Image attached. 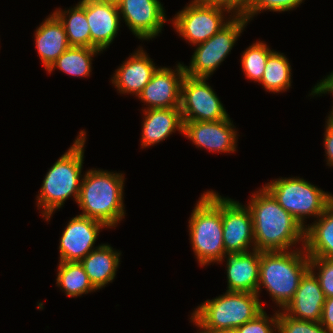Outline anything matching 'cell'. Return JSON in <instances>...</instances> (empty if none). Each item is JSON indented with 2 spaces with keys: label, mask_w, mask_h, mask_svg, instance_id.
Here are the masks:
<instances>
[{
  "label": "cell",
  "mask_w": 333,
  "mask_h": 333,
  "mask_svg": "<svg viewBox=\"0 0 333 333\" xmlns=\"http://www.w3.org/2000/svg\"><path fill=\"white\" fill-rule=\"evenodd\" d=\"M249 200L246 205L252 215L255 250L289 251L299 242L304 247L305 228L264 186L253 192Z\"/></svg>",
  "instance_id": "6da1fadb"
},
{
  "label": "cell",
  "mask_w": 333,
  "mask_h": 333,
  "mask_svg": "<svg viewBox=\"0 0 333 333\" xmlns=\"http://www.w3.org/2000/svg\"><path fill=\"white\" fill-rule=\"evenodd\" d=\"M86 131L81 130L73 144L47 171L40 193L37 195V207L41 216L50 221L54 211L73 196L78 201L84 161Z\"/></svg>",
  "instance_id": "7a4b0ae2"
},
{
  "label": "cell",
  "mask_w": 333,
  "mask_h": 333,
  "mask_svg": "<svg viewBox=\"0 0 333 333\" xmlns=\"http://www.w3.org/2000/svg\"><path fill=\"white\" fill-rule=\"evenodd\" d=\"M77 201L82 213L115 228L125 217L123 173L101 169H90L83 174Z\"/></svg>",
  "instance_id": "3957f363"
},
{
  "label": "cell",
  "mask_w": 333,
  "mask_h": 333,
  "mask_svg": "<svg viewBox=\"0 0 333 333\" xmlns=\"http://www.w3.org/2000/svg\"><path fill=\"white\" fill-rule=\"evenodd\" d=\"M309 270V256L304 247L289 251H260L257 295L262 286L272 301L283 310L293 299L301 278Z\"/></svg>",
  "instance_id": "277c9868"
},
{
  "label": "cell",
  "mask_w": 333,
  "mask_h": 333,
  "mask_svg": "<svg viewBox=\"0 0 333 333\" xmlns=\"http://www.w3.org/2000/svg\"><path fill=\"white\" fill-rule=\"evenodd\" d=\"M188 223L189 240L200 266L222 263L226 254L222 234V196L213 190L204 192Z\"/></svg>",
  "instance_id": "5b68a950"
},
{
  "label": "cell",
  "mask_w": 333,
  "mask_h": 333,
  "mask_svg": "<svg viewBox=\"0 0 333 333\" xmlns=\"http://www.w3.org/2000/svg\"><path fill=\"white\" fill-rule=\"evenodd\" d=\"M263 309L257 294L226 290L225 294L197 306L190 321L199 331H234Z\"/></svg>",
  "instance_id": "8992f818"
},
{
  "label": "cell",
  "mask_w": 333,
  "mask_h": 333,
  "mask_svg": "<svg viewBox=\"0 0 333 333\" xmlns=\"http://www.w3.org/2000/svg\"><path fill=\"white\" fill-rule=\"evenodd\" d=\"M264 187L304 228L307 217L318 218L333 202L331 193L299 177H281L266 183Z\"/></svg>",
  "instance_id": "52a82bcc"
},
{
  "label": "cell",
  "mask_w": 333,
  "mask_h": 333,
  "mask_svg": "<svg viewBox=\"0 0 333 333\" xmlns=\"http://www.w3.org/2000/svg\"><path fill=\"white\" fill-rule=\"evenodd\" d=\"M245 16H233L214 36L196 45L185 73L191 77L210 78L233 49L248 24Z\"/></svg>",
  "instance_id": "ba28073f"
},
{
  "label": "cell",
  "mask_w": 333,
  "mask_h": 333,
  "mask_svg": "<svg viewBox=\"0 0 333 333\" xmlns=\"http://www.w3.org/2000/svg\"><path fill=\"white\" fill-rule=\"evenodd\" d=\"M232 17L227 9L192 0L175 14L171 23L183 40L196 46L214 36Z\"/></svg>",
  "instance_id": "9c48e42d"
},
{
  "label": "cell",
  "mask_w": 333,
  "mask_h": 333,
  "mask_svg": "<svg viewBox=\"0 0 333 333\" xmlns=\"http://www.w3.org/2000/svg\"><path fill=\"white\" fill-rule=\"evenodd\" d=\"M209 78L185 75L181 84L180 111L183 121H219L229 117Z\"/></svg>",
  "instance_id": "30bf717a"
},
{
  "label": "cell",
  "mask_w": 333,
  "mask_h": 333,
  "mask_svg": "<svg viewBox=\"0 0 333 333\" xmlns=\"http://www.w3.org/2000/svg\"><path fill=\"white\" fill-rule=\"evenodd\" d=\"M222 225L226 254L255 250L253 220L247 205H242L239 201L228 197H222Z\"/></svg>",
  "instance_id": "8fae6325"
},
{
  "label": "cell",
  "mask_w": 333,
  "mask_h": 333,
  "mask_svg": "<svg viewBox=\"0 0 333 333\" xmlns=\"http://www.w3.org/2000/svg\"><path fill=\"white\" fill-rule=\"evenodd\" d=\"M121 20L141 40H152L160 34L167 21L166 11L159 0H118Z\"/></svg>",
  "instance_id": "7c38bea8"
},
{
  "label": "cell",
  "mask_w": 333,
  "mask_h": 333,
  "mask_svg": "<svg viewBox=\"0 0 333 333\" xmlns=\"http://www.w3.org/2000/svg\"><path fill=\"white\" fill-rule=\"evenodd\" d=\"M108 228L104 223L76 215L67 223L59 242V262H80L94 247L98 234Z\"/></svg>",
  "instance_id": "4fadbf2b"
},
{
  "label": "cell",
  "mask_w": 333,
  "mask_h": 333,
  "mask_svg": "<svg viewBox=\"0 0 333 333\" xmlns=\"http://www.w3.org/2000/svg\"><path fill=\"white\" fill-rule=\"evenodd\" d=\"M176 65L175 69L158 67L154 72L138 95L147 106L144 109L180 108L181 84L186 73L183 63Z\"/></svg>",
  "instance_id": "5bb4252c"
},
{
  "label": "cell",
  "mask_w": 333,
  "mask_h": 333,
  "mask_svg": "<svg viewBox=\"0 0 333 333\" xmlns=\"http://www.w3.org/2000/svg\"><path fill=\"white\" fill-rule=\"evenodd\" d=\"M183 135L196 147L211 153H234L237 150L238 134L230 117L219 121H183Z\"/></svg>",
  "instance_id": "9a60e30c"
},
{
  "label": "cell",
  "mask_w": 333,
  "mask_h": 333,
  "mask_svg": "<svg viewBox=\"0 0 333 333\" xmlns=\"http://www.w3.org/2000/svg\"><path fill=\"white\" fill-rule=\"evenodd\" d=\"M86 19L90 28L91 48L103 52L109 48L120 28L116 2L85 0Z\"/></svg>",
  "instance_id": "2e32d148"
},
{
  "label": "cell",
  "mask_w": 333,
  "mask_h": 333,
  "mask_svg": "<svg viewBox=\"0 0 333 333\" xmlns=\"http://www.w3.org/2000/svg\"><path fill=\"white\" fill-rule=\"evenodd\" d=\"M157 68L158 66H155V63L140 46L115 70L111 81L119 93L138 97Z\"/></svg>",
  "instance_id": "e0dca14e"
},
{
  "label": "cell",
  "mask_w": 333,
  "mask_h": 333,
  "mask_svg": "<svg viewBox=\"0 0 333 333\" xmlns=\"http://www.w3.org/2000/svg\"><path fill=\"white\" fill-rule=\"evenodd\" d=\"M325 299L317 277L309 269L301 278L293 299L283 311L295 319L320 322Z\"/></svg>",
  "instance_id": "ac0fdd59"
},
{
  "label": "cell",
  "mask_w": 333,
  "mask_h": 333,
  "mask_svg": "<svg viewBox=\"0 0 333 333\" xmlns=\"http://www.w3.org/2000/svg\"><path fill=\"white\" fill-rule=\"evenodd\" d=\"M227 291L257 294L260 270V251L225 254Z\"/></svg>",
  "instance_id": "d6986e66"
},
{
  "label": "cell",
  "mask_w": 333,
  "mask_h": 333,
  "mask_svg": "<svg viewBox=\"0 0 333 333\" xmlns=\"http://www.w3.org/2000/svg\"><path fill=\"white\" fill-rule=\"evenodd\" d=\"M141 148L154 146L174 132L183 134L184 122L180 108L144 109Z\"/></svg>",
  "instance_id": "ffe728a7"
},
{
  "label": "cell",
  "mask_w": 333,
  "mask_h": 333,
  "mask_svg": "<svg viewBox=\"0 0 333 333\" xmlns=\"http://www.w3.org/2000/svg\"><path fill=\"white\" fill-rule=\"evenodd\" d=\"M34 35L35 47L45 70L70 47L63 24L54 13L44 19Z\"/></svg>",
  "instance_id": "44dd1931"
},
{
  "label": "cell",
  "mask_w": 333,
  "mask_h": 333,
  "mask_svg": "<svg viewBox=\"0 0 333 333\" xmlns=\"http://www.w3.org/2000/svg\"><path fill=\"white\" fill-rule=\"evenodd\" d=\"M120 255L121 251L114 250L107 243L92 250L80 261L96 290L102 289L115 279Z\"/></svg>",
  "instance_id": "7402d4cb"
},
{
  "label": "cell",
  "mask_w": 333,
  "mask_h": 333,
  "mask_svg": "<svg viewBox=\"0 0 333 333\" xmlns=\"http://www.w3.org/2000/svg\"><path fill=\"white\" fill-rule=\"evenodd\" d=\"M304 249L309 257L333 258V202L306 225Z\"/></svg>",
  "instance_id": "603a6c76"
},
{
  "label": "cell",
  "mask_w": 333,
  "mask_h": 333,
  "mask_svg": "<svg viewBox=\"0 0 333 333\" xmlns=\"http://www.w3.org/2000/svg\"><path fill=\"white\" fill-rule=\"evenodd\" d=\"M63 24L70 46L91 48L90 28L86 19L85 0L68 10L59 7L53 12Z\"/></svg>",
  "instance_id": "cb8c5ba5"
},
{
  "label": "cell",
  "mask_w": 333,
  "mask_h": 333,
  "mask_svg": "<svg viewBox=\"0 0 333 333\" xmlns=\"http://www.w3.org/2000/svg\"><path fill=\"white\" fill-rule=\"evenodd\" d=\"M102 53L96 48L70 46L46 70L49 74L55 69L74 77L90 76L93 56Z\"/></svg>",
  "instance_id": "d4e9b609"
},
{
  "label": "cell",
  "mask_w": 333,
  "mask_h": 333,
  "mask_svg": "<svg viewBox=\"0 0 333 333\" xmlns=\"http://www.w3.org/2000/svg\"><path fill=\"white\" fill-rule=\"evenodd\" d=\"M57 272V286L71 298L96 291L80 262H59Z\"/></svg>",
  "instance_id": "484cf974"
},
{
  "label": "cell",
  "mask_w": 333,
  "mask_h": 333,
  "mask_svg": "<svg viewBox=\"0 0 333 333\" xmlns=\"http://www.w3.org/2000/svg\"><path fill=\"white\" fill-rule=\"evenodd\" d=\"M291 64L289 59L280 52L274 51L267 59L265 70L259 84L267 92L280 93L291 87Z\"/></svg>",
  "instance_id": "4316f807"
},
{
  "label": "cell",
  "mask_w": 333,
  "mask_h": 333,
  "mask_svg": "<svg viewBox=\"0 0 333 333\" xmlns=\"http://www.w3.org/2000/svg\"><path fill=\"white\" fill-rule=\"evenodd\" d=\"M274 52L263 41H256L241 54V68L247 79L260 82L268 57Z\"/></svg>",
  "instance_id": "83f0119b"
},
{
  "label": "cell",
  "mask_w": 333,
  "mask_h": 333,
  "mask_svg": "<svg viewBox=\"0 0 333 333\" xmlns=\"http://www.w3.org/2000/svg\"><path fill=\"white\" fill-rule=\"evenodd\" d=\"M277 319V333H328L320 322L295 319L281 309H277Z\"/></svg>",
  "instance_id": "f1b7e54d"
},
{
  "label": "cell",
  "mask_w": 333,
  "mask_h": 333,
  "mask_svg": "<svg viewBox=\"0 0 333 333\" xmlns=\"http://www.w3.org/2000/svg\"><path fill=\"white\" fill-rule=\"evenodd\" d=\"M309 269L317 277L325 297H333V258L309 257Z\"/></svg>",
  "instance_id": "f546056e"
},
{
  "label": "cell",
  "mask_w": 333,
  "mask_h": 333,
  "mask_svg": "<svg viewBox=\"0 0 333 333\" xmlns=\"http://www.w3.org/2000/svg\"><path fill=\"white\" fill-rule=\"evenodd\" d=\"M304 0H251L247 4L245 17L251 21L255 15L261 11L285 12L294 10L303 3Z\"/></svg>",
  "instance_id": "4dcf8cb0"
},
{
  "label": "cell",
  "mask_w": 333,
  "mask_h": 333,
  "mask_svg": "<svg viewBox=\"0 0 333 333\" xmlns=\"http://www.w3.org/2000/svg\"><path fill=\"white\" fill-rule=\"evenodd\" d=\"M235 333H276L278 332L277 311L273 316H267L263 309L252 320L244 323L234 330Z\"/></svg>",
  "instance_id": "1f68e13d"
},
{
  "label": "cell",
  "mask_w": 333,
  "mask_h": 333,
  "mask_svg": "<svg viewBox=\"0 0 333 333\" xmlns=\"http://www.w3.org/2000/svg\"><path fill=\"white\" fill-rule=\"evenodd\" d=\"M200 3L227 9L233 16H244L247 9L245 0H196Z\"/></svg>",
  "instance_id": "d6a6232c"
},
{
  "label": "cell",
  "mask_w": 333,
  "mask_h": 333,
  "mask_svg": "<svg viewBox=\"0 0 333 333\" xmlns=\"http://www.w3.org/2000/svg\"><path fill=\"white\" fill-rule=\"evenodd\" d=\"M327 93H332L333 95V80L326 76L324 79L320 80L311 90L310 95L312 97L314 96H322L321 94H327ZM332 111H330V114L328 115V119H326V123L333 127V106H332Z\"/></svg>",
  "instance_id": "836d02e7"
},
{
  "label": "cell",
  "mask_w": 333,
  "mask_h": 333,
  "mask_svg": "<svg viewBox=\"0 0 333 333\" xmlns=\"http://www.w3.org/2000/svg\"><path fill=\"white\" fill-rule=\"evenodd\" d=\"M320 324L328 333H333V297L325 299Z\"/></svg>",
  "instance_id": "e575fe53"
},
{
  "label": "cell",
  "mask_w": 333,
  "mask_h": 333,
  "mask_svg": "<svg viewBox=\"0 0 333 333\" xmlns=\"http://www.w3.org/2000/svg\"><path fill=\"white\" fill-rule=\"evenodd\" d=\"M325 132H324V150L327 158V165L329 167L333 166V127L325 123Z\"/></svg>",
  "instance_id": "d590c367"
},
{
  "label": "cell",
  "mask_w": 333,
  "mask_h": 333,
  "mask_svg": "<svg viewBox=\"0 0 333 333\" xmlns=\"http://www.w3.org/2000/svg\"><path fill=\"white\" fill-rule=\"evenodd\" d=\"M199 333H235V332L234 331H199Z\"/></svg>",
  "instance_id": "8d00e7d4"
},
{
  "label": "cell",
  "mask_w": 333,
  "mask_h": 333,
  "mask_svg": "<svg viewBox=\"0 0 333 333\" xmlns=\"http://www.w3.org/2000/svg\"><path fill=\"white\" fill-rule=\"evenodd\" d=\"M327 76L333 80V71Z\"/></svg>",
  "instance_id": "74e56055"
},
{
  "label": "cell",
  "mask_w": 333,
  "mask_h": 333,
  "mask_svg": "<svg viewBox=\"0 0 333 333\" xmlns=\"http://www.w3.org/2000/svg\"><path fill=\"white\" fill-rule=\"evenodd\" d=\"M101 1H111V2H117L118 0H101Z\"/></svg>",
  "instance_id": "f35d334b"
}]
</instances>
